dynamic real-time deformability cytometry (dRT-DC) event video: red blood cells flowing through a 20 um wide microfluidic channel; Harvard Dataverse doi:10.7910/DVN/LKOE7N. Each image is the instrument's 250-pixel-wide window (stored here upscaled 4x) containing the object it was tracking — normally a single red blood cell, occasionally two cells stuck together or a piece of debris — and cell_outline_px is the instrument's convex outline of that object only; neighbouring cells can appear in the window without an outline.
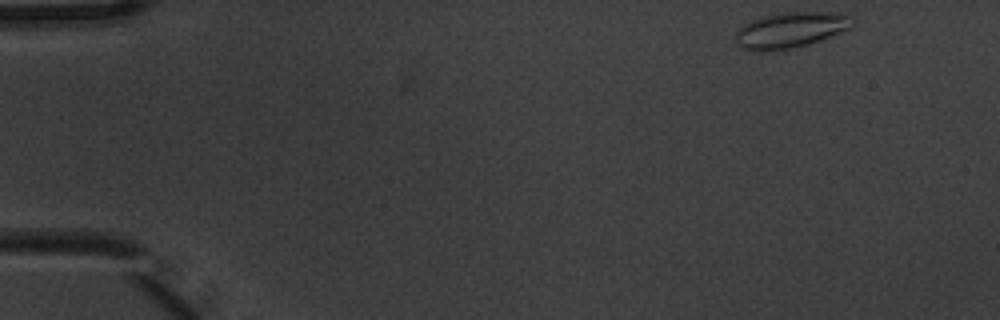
{"species": "common noctule bat (a hibernating species)", "species_latin": "Nyctalus noctula", "temperature_condition": "warm", "stored_images_in_passage": 7, "camera_frame_rate_fps": 3000, "um_per_image_px": 0.085, "animal": {"sex": "male", "body_mass_g": 20.1, "forearm_length_mm": 53.5}, "frame": {"image": 1, "passage_image": 1, "time_ms": 0.0, "image_size_px": [1000, 320], "cell_outline_px": [[856, 24], [852, 28], [820, 40], [808, 44], [792, 48], [772, 52], [756, 52], [740, 48], [736, 44], [736, 32], [744, 24], [752, 20], [764, 16], [784, 12], [828, 12], [852, 16], [856, 20]], "centroid_in_image_um": [67.21, 2.57], "position_along_channel_um": 17.8, "area_um2": 24.68}}
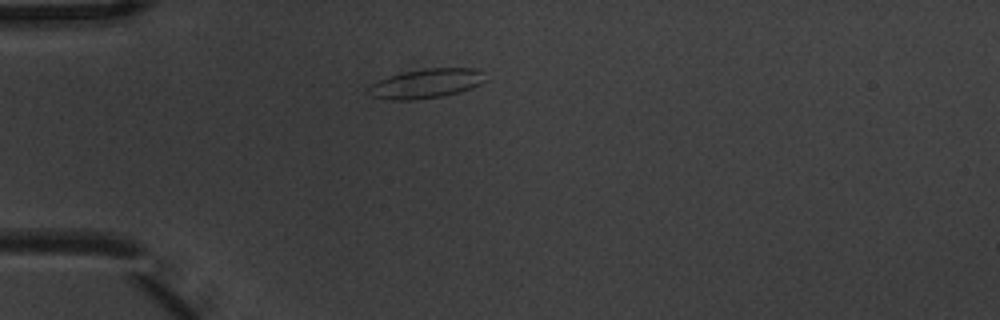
{"frame": {"image": 2, "passage_image": 4, "time_ms": 1.0, "image_size_px": [1000, 320], "cell_outline_px": [[488, 80], [472, 88], [460, 92], [440, 96], [412, 100], [388, 100], [372, 96], [364, 88], [388, 76], [404, 72], [424, 68], [476, 68], [484, 72]], "centroid_in_image_um": [36.25, 7.09], "position_along_channel_um": 48.7, "area_um2": 20.23}}
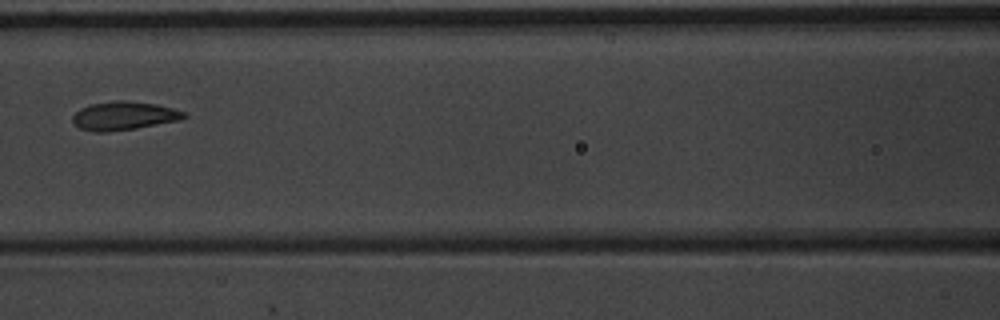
{"frame": {"image": 3, "passage_image": 7, "time_ms": 2.0, "image_size_px": [1000, 320], "cell_outline_px": [[188, 116], [180, 120], [136, 128], [108, 132], [92, 132], [80, 128], [72, 124], [72, 116], [80, 108], [92, 104], [116, 100], [128, 100], [156, 104], [172, 108], [184, 112]], "centroid_in_image_um": [10.5, 9.84], "position_along_channel_um": 156.1, "area_um2": 18.61}}